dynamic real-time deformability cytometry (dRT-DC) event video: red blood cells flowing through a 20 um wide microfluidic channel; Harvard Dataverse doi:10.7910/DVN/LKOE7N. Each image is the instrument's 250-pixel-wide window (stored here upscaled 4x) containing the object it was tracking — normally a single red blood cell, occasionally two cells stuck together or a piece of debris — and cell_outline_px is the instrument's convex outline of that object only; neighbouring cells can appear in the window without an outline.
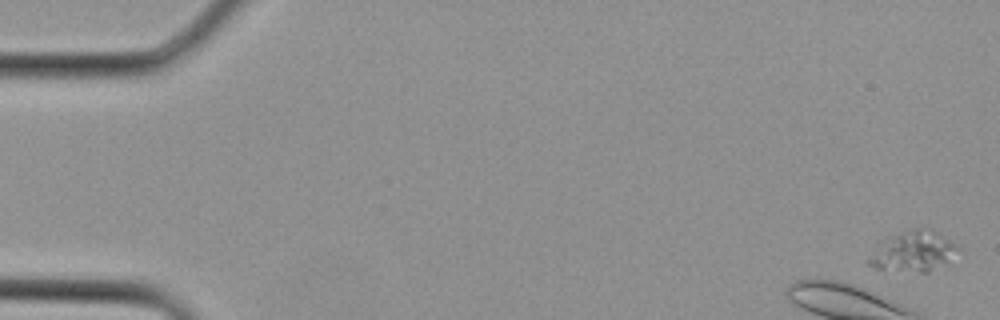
{"species": "Egyptian fruit bat (a non-hibernating species)", "species_latin": "Rousettus aegyptiacus", "temperature_condition": "cold", "stored_images_in_passage": 2, "camera_frame_rate_fps": 3000, "um_per_image_px": 0.085, "animal": {"sex": "female"}, "frame": {"image": 1, "passage_image": 2, "time_ms": 0.333, "image_size_px": [1000, 320], "cell_outline_px": [[960, 248], [928, 272], [920, 272], [876, 268], [868, 264], [864, 260], [876, 244], [888, 236], [912, 228], [920, 228], [936, 232], [956, 244]], "centroid_in_image_um": [77.47, 21.34], "position_along_channel_um": 7.5, "area_um2": 20.46}}